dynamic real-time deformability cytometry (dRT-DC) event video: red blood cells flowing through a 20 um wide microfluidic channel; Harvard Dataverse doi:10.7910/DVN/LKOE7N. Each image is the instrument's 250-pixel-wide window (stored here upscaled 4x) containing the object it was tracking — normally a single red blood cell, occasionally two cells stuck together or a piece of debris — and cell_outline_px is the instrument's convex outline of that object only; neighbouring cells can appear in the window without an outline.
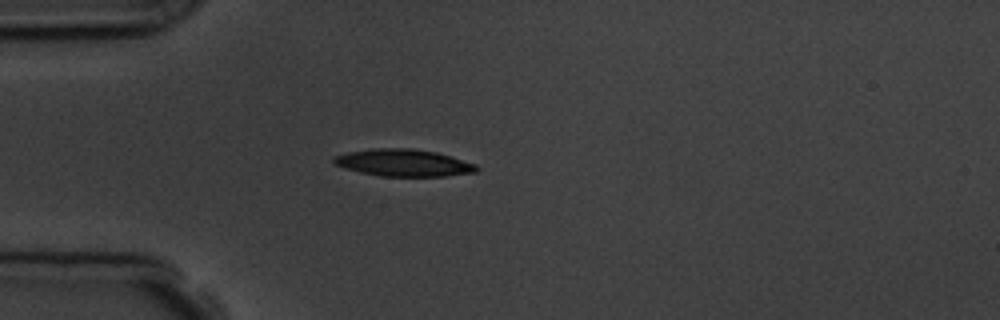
{"species": "common noctule bat (a hibernating species)", "species_latin": "Nyctalus noctula", "temperature_condition": "room temperature", "stored_images_in_passage": 3, "camera_frame_rate_fps": 3000, "um_per_image_px": 0.085, "animal": {"sex": "male", "body_mass_g": 19.5, "forearm_length_mm": 54.6}, "frame": {"image": 1, "passage_image": 3, "time_ms": 2.667, "image_size_px": [1000, 320], "cell_outline_px": [[480, 168], [476, 172], [444, 176], [380, 176], [360, 172], [336, 164], [332, 160], [332, 156], [348, 152], [372, 148], [412, 148], [436, 152], [476, 164]], "centroid_in_image_um": [34.31, 13.83], "position_along_channel_um": 50.7, "area_um2": 22.43}}